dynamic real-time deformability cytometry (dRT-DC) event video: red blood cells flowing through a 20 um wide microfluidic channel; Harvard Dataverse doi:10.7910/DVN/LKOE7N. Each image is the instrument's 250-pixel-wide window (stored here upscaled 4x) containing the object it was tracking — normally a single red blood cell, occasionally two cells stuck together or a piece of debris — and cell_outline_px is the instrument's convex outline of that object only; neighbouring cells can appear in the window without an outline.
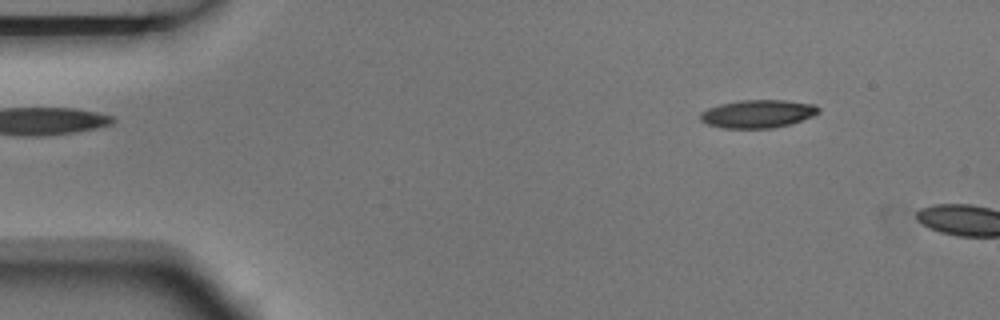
{"species": "Egyptian fruit bat (a non-hibernating species)", "species_latin": "Rousettus aegyptiacus", "temperature_condition": "room temperature", "stored_images_in_passage": 3, "camera_frame_rate_fps": 3000, "um_per_image_px": 0.085, "animal": {"sex": "male"}, "frame": {"image": 1, "passage_image": 2, "time_ms": 0.333, "image_size_px": [1000, 320], "cell_outline_px": [[820, 112], [812, 116], [788, 124], [772, 128], [720, 128], [708, 124], [700, 120], [700, 112], [708, 108], [720, 104], [740, 100], [784, 100], [816, 104], [820, 108]], "centroid_in_image_um": [64.4, 9.66], "position_along_channel_um": 20.6, "area_um2": 19.31}}